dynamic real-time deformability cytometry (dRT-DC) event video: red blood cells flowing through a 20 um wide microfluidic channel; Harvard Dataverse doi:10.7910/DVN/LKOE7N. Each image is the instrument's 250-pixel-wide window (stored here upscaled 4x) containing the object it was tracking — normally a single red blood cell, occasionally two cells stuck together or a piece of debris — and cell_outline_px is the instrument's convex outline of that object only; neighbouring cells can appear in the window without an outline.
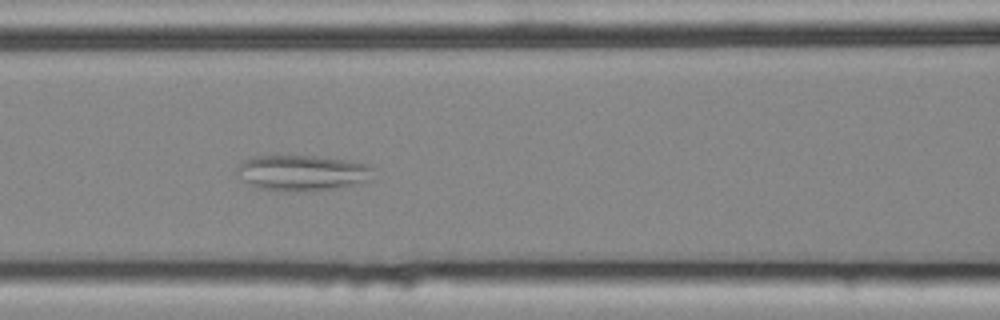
{"species": "common noctule bat (a hibernating species)", "species_latin": "Nyctalus noctula", "temperature_condition": "cold", "stored_images_in_passage": 44, "camera_frame_rate_fps": 3000, "um_per_image_px": 0.085, "animal": {"sex": "female", "body_mass_g": 25.1}, "frame": {"image": 1, "passage_image": 13, "time_ms": 4.0, "image_size_px": [1000, 320], "cell_outline_px": [[372, 168], [368, 180], [336, 188], [296, 192], [284, 192], [260, 188], [244, 180], [236, 172], [236, 168], [244, 160], [252, 156], [320, 156], [356, 160], [368, 164]], "centroid_in_image_um": [25.69, 14.67], "position_along_channel_um": 140.9, "area_um2": 28.32}}